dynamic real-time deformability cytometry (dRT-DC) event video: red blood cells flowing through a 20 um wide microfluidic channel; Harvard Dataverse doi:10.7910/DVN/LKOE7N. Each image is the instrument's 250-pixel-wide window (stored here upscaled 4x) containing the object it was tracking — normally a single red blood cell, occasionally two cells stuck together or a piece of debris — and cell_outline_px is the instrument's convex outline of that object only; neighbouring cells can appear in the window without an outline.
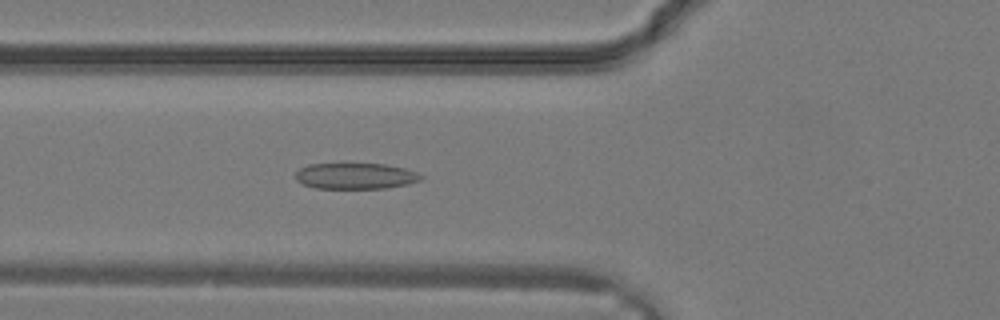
{"species": "common noctule bat (a hibernating species)", "species_latin": "Nyctalus noctula", "temperature_condition": "warm", "stored_images_in_passage": 7, "camera_frame_rate_fps": 3000, "um_per_image_px": 0.085, "animal": {"sex": "male", "body_mass_g": 19.2, "forearm_length_mm": 51.8}, "frame": {"image": 1, "passage_image": 3, "time_ms": 0.667, "image_size_px": [1000, 320], "cell_outline_px": [[424, 176], [420, 180], [408, 184], [384, 188], [316, 188], [304, 184], [296, 180], [296, 172], [300, 168], [308, 164], [384, 164], [404, 168], [416, 172]], "centroid_in_image_um": [30.22, 14.96], "position_along_channel_um": 95.6, "area_um2": 18.84}}
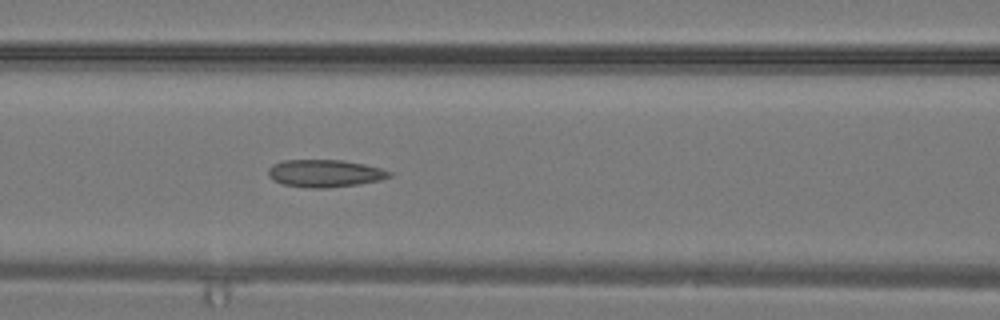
{"frame": {"image": 2, "passage_image": 5, "time_ms": 1.333, "image_size_px": [1000, 320], "cell_outline_px": [[392, 176], [380, 180], [356, 184], [328, 188], [308, 188], [284, 184], [272, 180], [268, 176], [268, 168], [272, 164], [284, 160], [344, 160], [364, 164], [380, 168], [392, 172]], "centroid_in_image_um": [27.59, 14.73], "position_along_channel_um": 139.0, "area_um2": 19.42}}
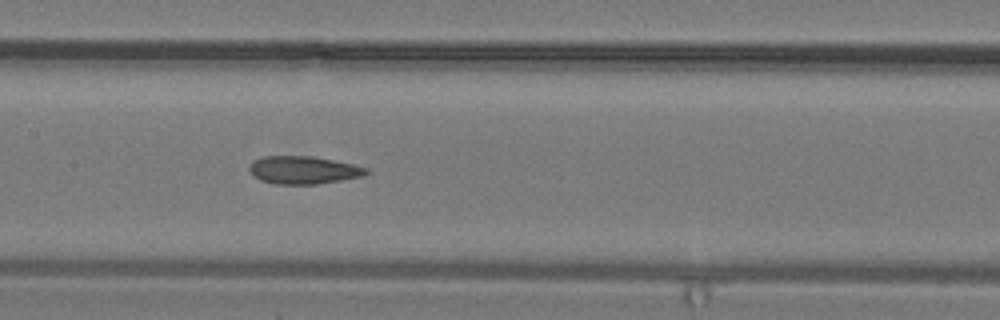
{"frame": {"image": 3, "passage_image": 7, "time_ms": 2.0, "image_size_px": [1000, 320], "cell_outline_px": [[368, 172], [364, 176], [316, 184], [276, 184], [260, 180], [252, 176], [248, 168], [252, 160], [264, 156], [312, 156], [352, 164], [368, 168]], "centroid_in_image_um": [25.74, 14.45], "position_along_channel_um": 181.7, "area_um2": 18.96}}